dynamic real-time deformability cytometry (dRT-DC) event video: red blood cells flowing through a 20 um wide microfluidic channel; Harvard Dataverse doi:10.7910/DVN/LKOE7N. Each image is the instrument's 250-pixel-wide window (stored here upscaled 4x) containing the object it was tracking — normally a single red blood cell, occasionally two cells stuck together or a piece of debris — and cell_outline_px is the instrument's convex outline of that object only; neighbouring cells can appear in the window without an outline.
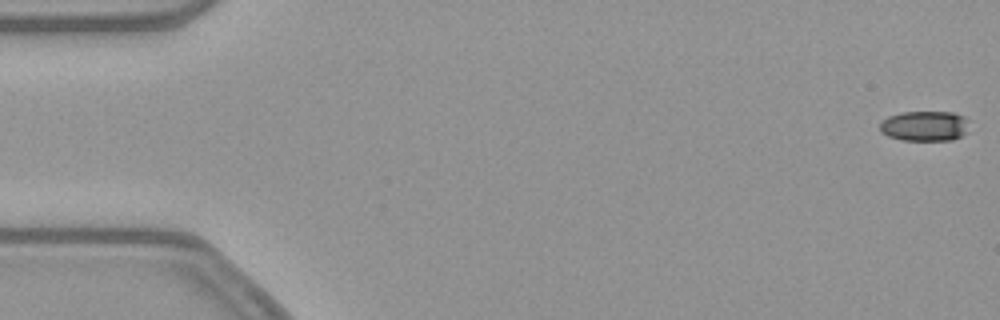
{"species": "common noctule bat (a hibernating species)", "species_latin": "Nyctalus noctula", "temperature_condition": "warm", "stored_images_in_passage": 48, "camera_frame_rate_fps": 3000, "um_per_image_px": 0.085, "animal": {"sex": "female", "body_mass_g": 21.9}, "frame": {"image": 1, "passage_image": 1, "time_ms": 0.0, "image_size_px": [1000, 320], "cell_outline_px": [[964, 132], [960, 136], [952, 140], [900, 140], [888, 136], [880, 132], [880, 120], [888, 116], [904, 112], [952, 112], [964, 116]], "centroid_in_image_um": [78.48, 10.71], "position_along_channel_um": 6.5, "area_um2": 15.43}}
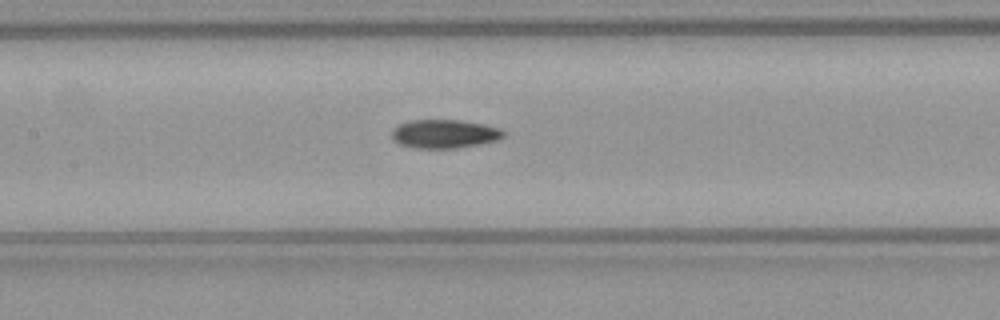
{"frame": {"image": 2, "passage_image": 25, "time_ms": 8.0, "image_size_px": [1000, 320], "cell_outline_px": [[504, 136], [496, 140], [480, 144], [456, 148], [416, 148], [400, 144], [392, 140], [392, 128], [408, 120], [460, 120], [484, 124], [500, 128], [504, 132]], "centroid_in_image_um": [37.75, 11.37], "position_along_channel_um": 169.6, "area_um2": 18.67}}
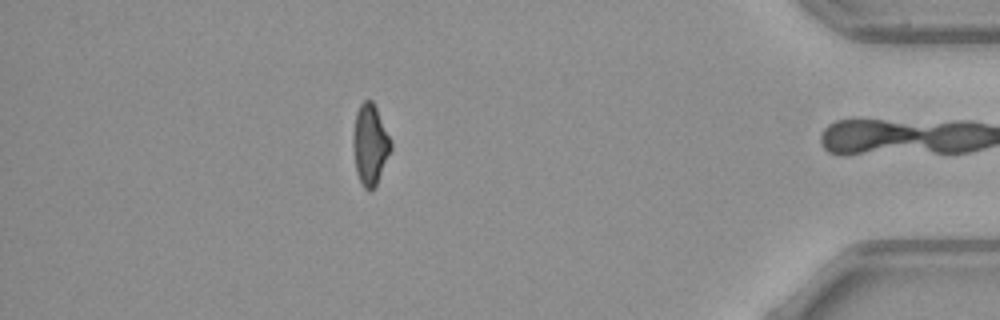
{"frame": {"image": 3, "passage_image": 47, "time_ms": 15.333, "image_size_px": [1000, 320], "cell_outline_px": [[392, 148], [376, 184], [368, 192], [360, 184], [356, 172], [356, 112], [360, 104], [364, 100], [372, 100], [392, 140]], "centroid_in_image_um": [31.52, 12.3], "position_along_channel_um": 403.7, "area_um2": 16.88}, "authors_computed_cell_mechanics": {"area_um2": 18.3515, "velocity_mm_per_s": 3.8825, "shape_relaxation_time_tau1_ms": 11.1722, "shape_relaxation_time_tau2_ms": null, "deformation_change_tau1": 0.2279, "deformation_change_tau2": null}}